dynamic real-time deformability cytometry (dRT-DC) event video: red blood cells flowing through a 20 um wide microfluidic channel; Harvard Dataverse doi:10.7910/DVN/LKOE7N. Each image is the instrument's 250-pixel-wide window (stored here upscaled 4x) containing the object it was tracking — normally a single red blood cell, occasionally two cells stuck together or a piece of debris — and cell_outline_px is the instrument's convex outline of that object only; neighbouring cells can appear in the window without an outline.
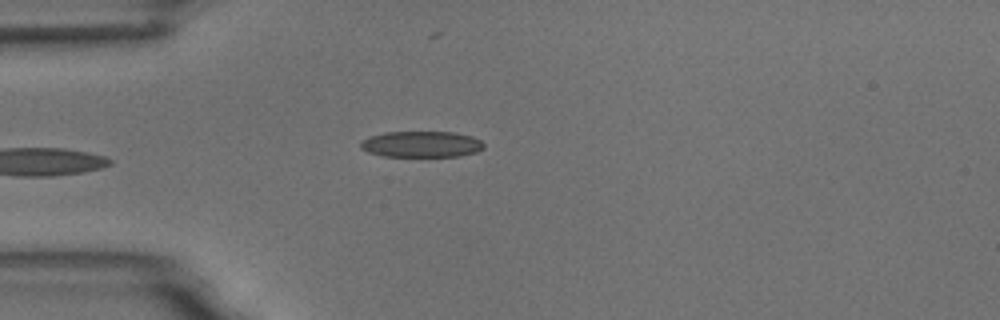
{"species": "common noctule bat (a hibernating species)", "species_latin": "Nyctalus noctula", "temperature_condition": "room temperature", "stored_images_in_passage": 6, "camera_frame_rate_fps": 3000, "um_per_image_px": 0.085, "animal": {"sex": "male", "body_mass_g": 18.8}, "frame": {"image": 1, "passage_image": 6, "time_ms": 5.667, "image_size_px": [1000, 320], "cell_outline_px": [[484, 148], [476, 152], [460, 156], [384, 156], [368, 152], [360, 148], [360, 140], [368, 136], [384, 132], [452, 132], [472, 136], [480, 140], [484, 144]], "centroid_in_image_um": [35.79, 12.25], "position_along_channel_um": 49.2, "area_um2": 18.84}}